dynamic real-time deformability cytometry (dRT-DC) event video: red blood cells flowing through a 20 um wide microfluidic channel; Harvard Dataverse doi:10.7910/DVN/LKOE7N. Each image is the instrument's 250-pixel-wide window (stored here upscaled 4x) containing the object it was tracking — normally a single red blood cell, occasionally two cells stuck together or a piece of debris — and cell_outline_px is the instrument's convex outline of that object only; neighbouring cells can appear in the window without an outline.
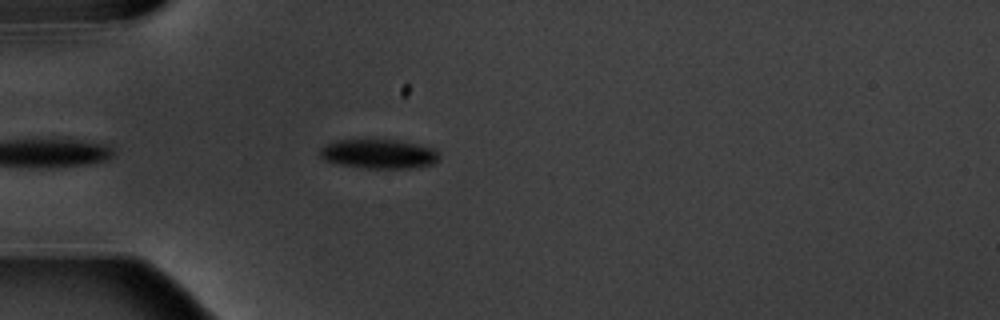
{"species": "common noctule bat (a hibernating species)", "species_latin": "Nyctalus noctula", "temperature_condition": "warm", "stored_images_in_passage": 6, "camera_frame_rate_fps": 3000, "um_per_image_px": 0.085, "animal": {"sex": "male", "body_mass_g": 20.1, "forearm_length_mm": 53.5}, "frame": {"image": 1, "passage_image": 5, "time_ms": 5.667, "image_size_px": [1000, 320], "cell_outline_px": [[440, 160], [432, 164], [408, 168], [364, 168], [340, 164], [324, 160], [320, 156], [320, 148], [324, 144], [336, 140], [400, 140], [420, 144], [436, 148], [440, 156]], "centroid_in_image_um": [32.23, 13.07], "position_along_channel_um": 52.8, "area_um2": 20.58}}